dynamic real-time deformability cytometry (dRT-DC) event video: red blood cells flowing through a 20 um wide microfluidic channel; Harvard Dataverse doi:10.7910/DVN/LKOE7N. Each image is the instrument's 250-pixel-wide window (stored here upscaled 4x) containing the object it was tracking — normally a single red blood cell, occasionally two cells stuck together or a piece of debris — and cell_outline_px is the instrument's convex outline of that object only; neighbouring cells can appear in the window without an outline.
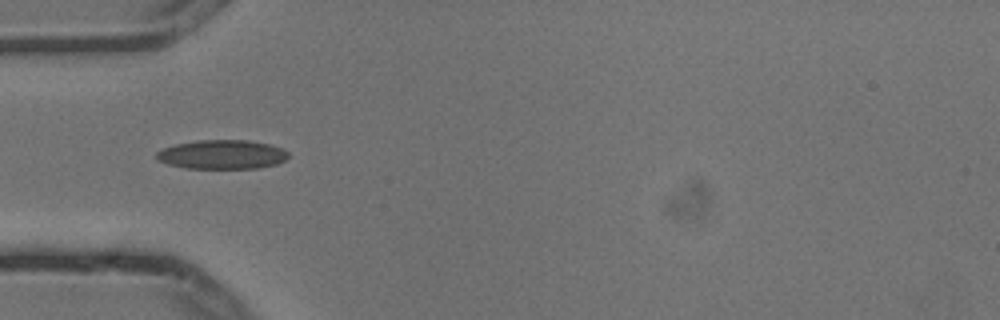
{"species": "common noctule bat (a hibernating species)", "species_latin": "Nyctalus noctula", "temperature_condition": "cold", "stored_images_in_passage": 7, "camera_frame_rate_fps": 3000, "um_per_image_px": 0.085, "animal": {"sex": "male", "body_mass_g": 13.3}, "frame": {"image": 1, "passage_image": 3, "time_ms": 0.667, "image_size_px": [1000, 320], "cell_outline_px": [[288, 156], [284, 160], [276, 164], [256, 168], [188, 168], [168, 164], [156, 160], [156, 152], [164, 148], [176, 144], [196, 140], [248, 140], [272, 144], [288, 152]], "centroid_in_image_um": [18.86, 13.12], "position_along_channel_um": 66.1, "area_um2": 22.31}}
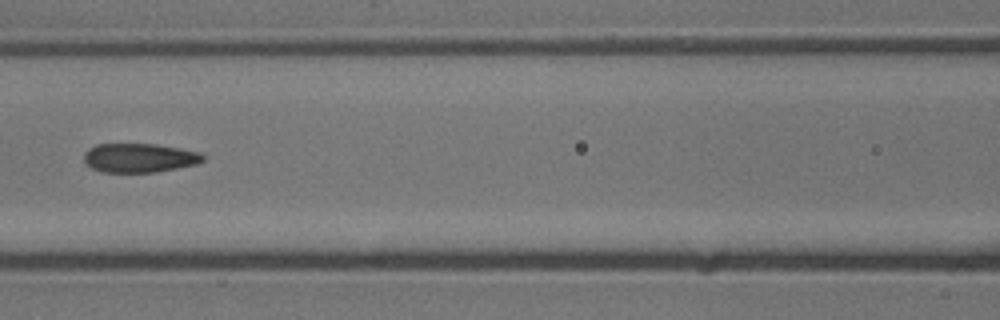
{"frame": {"image": 2, "passage_image": 5, "time_ms": 1.333, "image_size_px": [1000, 320], "cell_outline_px": [[204, 160], [196, 164], [156, 172], [100, 172], [92, 168], [84, 160], [84, 152], [88, 148], [96, 144], [156, 144], [180, 148], [200, 152], [204, 156]], "centroid_in_image_um": [11.83, 13.41], "position_along_channel_um": 154.8, "area_um2": 20.17}}
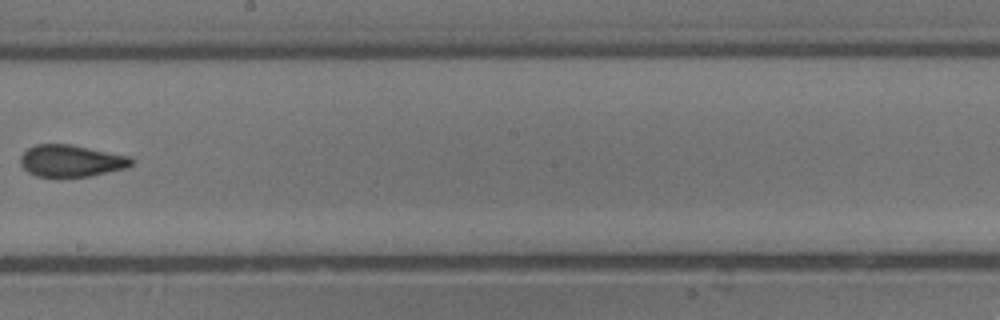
{"frame": {"image": 3, "passage_image": 7, "time_ms": 2.0, "image_size_px": [1000, 320], "cell_outline_px": [[132, 164], [128, 168], [92, 176], [60, 180], [36, 176], [28, 172], [20, 164], [20, 156], [28, 148], [36, 144], [72, 144], [132, 156]], "centroid_in_image_um": [6.06, 13.71], "position_along_channel_um": 242.1, "area_um2": 21.62}}